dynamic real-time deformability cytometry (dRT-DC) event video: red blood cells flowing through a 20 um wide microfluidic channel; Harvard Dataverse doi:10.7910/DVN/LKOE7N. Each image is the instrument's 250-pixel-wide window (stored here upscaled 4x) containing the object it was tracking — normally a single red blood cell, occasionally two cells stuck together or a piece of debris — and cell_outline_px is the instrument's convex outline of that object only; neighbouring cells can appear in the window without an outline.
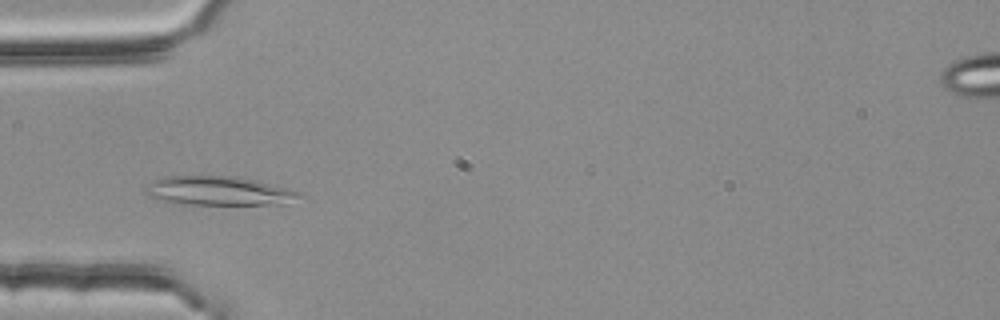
{"species": "common noctule bat (a hibernating species)", "species_latin": "Nyctalus noctula", "temperature_condition": "room temperature", "stored_images_in_passage": 44, "camera_frame_rate_fps": 3000, "um_per_image_px": 0.085, "animal": {"sex": "female", "body_mass_g": 25.1}, "frame": {"image": 1, "passage_image": 11, "time_ms": 3.333, "image_size_px": [1000, 320], "cell_outline_px": [[304, 196], [288, 204], [176, 204], [148, 196], [144, 192], [144, 188], [152, 180], [164, 176], [232, 176], [256, 180], [288, 188], [300, 192]], "centroid_in_image_um": [18.59, 16.22], "position_along_channel_um": 66.4, "area_um2": 26.24}}
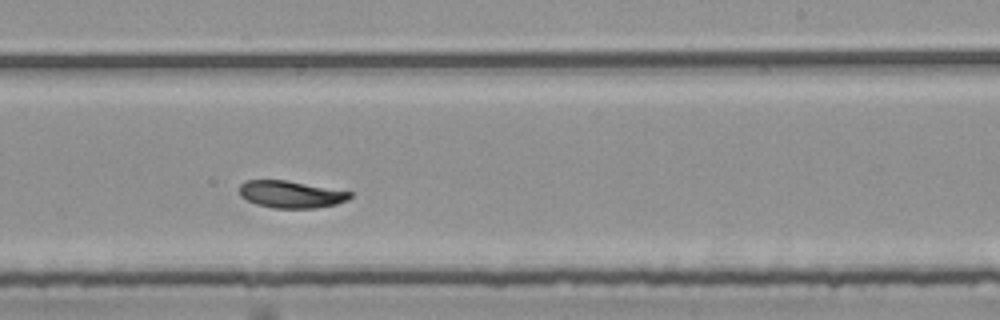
{"frame": {"image": 2, "passage_image": 27, "time_ms": 8.667, "image_size_px": [1000, 320], "cell_outline_px": [[352, 196], [348, 200], [336, 204], [316, 208], [272, 208], [256, 204], [240, 196], [240, 184], [244, 180], [288, 180], [352, 192]], "centroid_in_image_um": [24.73, 16.51], "position_along_channel_um": 264.3, "area_um2": 17.57}}
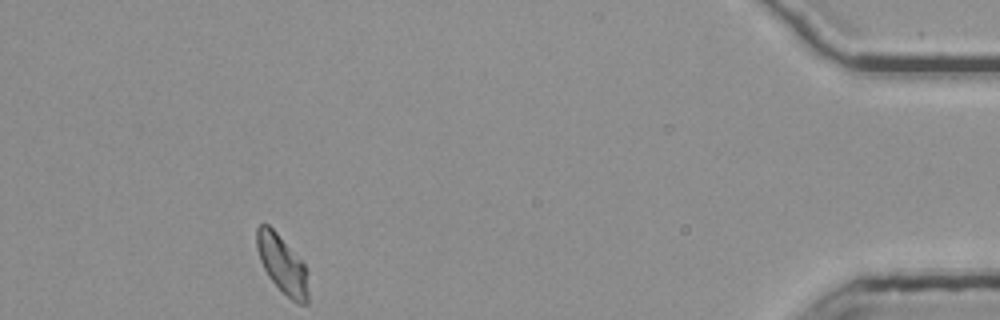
{"frame": {"image": 3, "passage_image": 44, "time_ms": 14.333, "image_size_px": [1000, 320], "cell_outline_px": [[308, 304], [296, 304], [268, 276], [260, 260], [256, 248], [256, 228], [260, 224], [268, 224], [276, 232], [308, 268]], "centroid_in_image_um": [24.01, 22.48], "position_along_channel_um": 411.2, "area_um2": 17.4}, "authors_computed_cell_mechanics": {"area_um2": 18.3515, "velocity_mm_per_s": 3.7181, "shape_relaxation_time_tau1_ms": 3.4633, "shape_relaxation_time_tau2_ms": null, "deformation_change_tau1": 0.1133, "deformation_change_tau2": null}}